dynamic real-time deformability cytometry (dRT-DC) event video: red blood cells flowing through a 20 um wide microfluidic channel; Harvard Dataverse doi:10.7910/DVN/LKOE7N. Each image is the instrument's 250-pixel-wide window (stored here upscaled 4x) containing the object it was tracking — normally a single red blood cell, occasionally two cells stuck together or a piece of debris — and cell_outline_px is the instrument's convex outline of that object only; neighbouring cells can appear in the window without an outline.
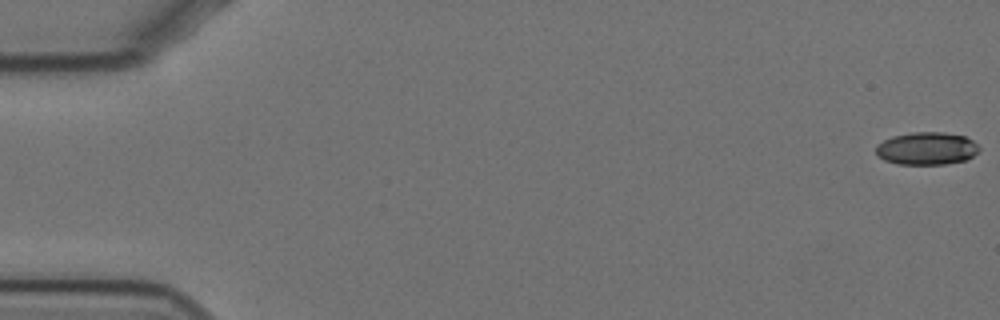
{"species": "Egyptian fruit bat (a non-hibernating species)", "species_latin": "Rousettus aegyptiacus", "temperature_condition": "cold", "stored_images_in_passage": 19, "camera_frame_rate_fps": 3000, "um_per_image_px": 0.085, "animal": {"sex": "female"}, "frame": {"image": 1, "passage_image": 1, "time_ms": 0.0, "image_size_px": [1000, 320], "cell_outline_px": [[980, 148], [968, 160], [944, 164], [896, 164], [884, 160], [876, 152], [876, 144], [892, 136], [912, 132], [944, 132], [964, 136], [972, 140]], "centroid_in_image_um": [78.76, 12.62], "position_along_channel_um": 6.2, "area_um2": 19.65}}
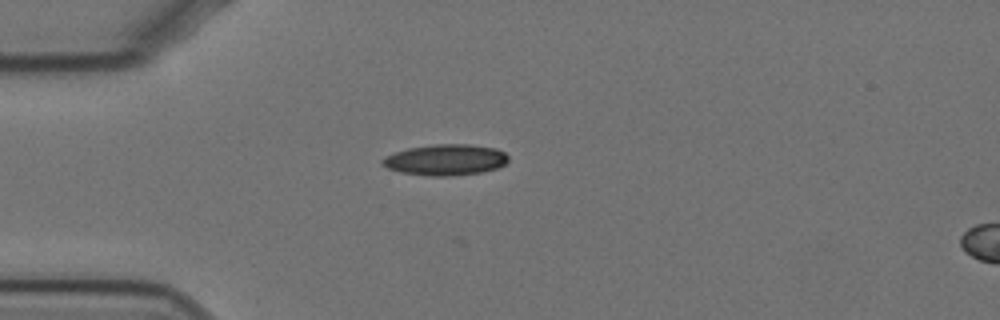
{"frame": {"image": 2, "passage_image": 16, "time_ms": 5.0, "image_size_px": [1000, 320], "cell_outline_px": [[508, 160], [504, 164], [496, 168], [480, 172], [448, 176], [432, 176], [400, 172], [388, 168], [380, 164], [380, 160], [384, 156], [408, 148], [436, 144], [468, 144], [496, 148], [504, 152], [508, 156]], "centroid_in_image_um": [37.84, 13.58], "position_along_channel_um": 47.2, "area_um2": 22.66}}